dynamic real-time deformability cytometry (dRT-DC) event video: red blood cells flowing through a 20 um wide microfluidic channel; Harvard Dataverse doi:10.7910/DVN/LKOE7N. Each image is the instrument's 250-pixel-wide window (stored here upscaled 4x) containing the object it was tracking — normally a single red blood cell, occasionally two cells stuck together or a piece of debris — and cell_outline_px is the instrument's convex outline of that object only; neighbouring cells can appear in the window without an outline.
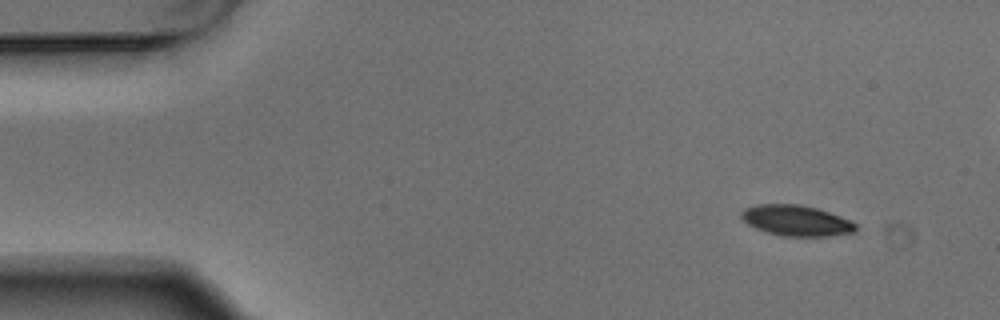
{"species": "Egyptian fruit bat (a non-hibernating species)", "species_latin": "Rousettus aegyptiacus", "temperature_condition": "warm", "stored_images_in_passage": 4, "camera_frame_rate_fps": 3000, "um_per_image_px": 0.085, "animal": {"sex": "male"}, "frame": {"image": 1, "passage_image": 1, "time_ms": 0.0, "image_size_px": [1000, 320], "cell_outline_px": [[856, 232], [828, 236], [780, 236], [756, 228], [748, 224], [740, 216], [740, 212], [744, 208], [756, 204], [800, 204], [816, 208], [852, 220], [856, 224]], "centroid_in_image_um": [67.68, 18.74], "position_along_channel_um": 17.3, "area_um2": 20.52}}